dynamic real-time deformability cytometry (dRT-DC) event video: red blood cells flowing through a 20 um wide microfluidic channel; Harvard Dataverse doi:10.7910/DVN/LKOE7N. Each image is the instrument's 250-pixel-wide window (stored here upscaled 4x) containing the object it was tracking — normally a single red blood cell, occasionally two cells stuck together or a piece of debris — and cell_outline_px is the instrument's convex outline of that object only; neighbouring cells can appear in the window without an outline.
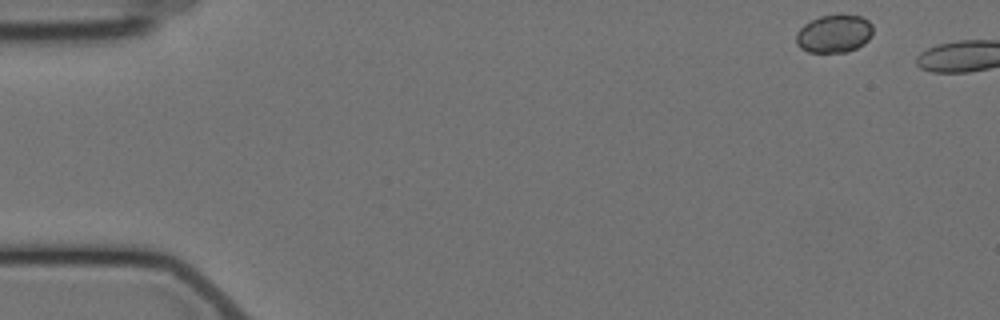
{"species": "Egyptian fruit bat (a non-hibernating species)", "species_latin": "Rousettus aegyptiacus", "temperature_condition": "cold", "stored_images_in_passage": 5, "camera_frame_rate_fps": 3000, "um_per_image_px": 0.085, "animal": {"sex": "female"}, "frame": {"image": 1, "passage_image": 1, "time_ms": 0.0, "image_size_px": [1000, 320], "cell_outline_px": [[872, 36], [864, 44], [848, 52], [808, 52], [800, 48], [796, 44], [796, 32], [804, 24], [820, 16], [840, 12], [844, 12], [860, 16], [868, 20], [872, 24]], "centroid_in_image_um": [70.91, 2.83], "position_along_channel_um": 14.1, "area_um2": 17.51}}